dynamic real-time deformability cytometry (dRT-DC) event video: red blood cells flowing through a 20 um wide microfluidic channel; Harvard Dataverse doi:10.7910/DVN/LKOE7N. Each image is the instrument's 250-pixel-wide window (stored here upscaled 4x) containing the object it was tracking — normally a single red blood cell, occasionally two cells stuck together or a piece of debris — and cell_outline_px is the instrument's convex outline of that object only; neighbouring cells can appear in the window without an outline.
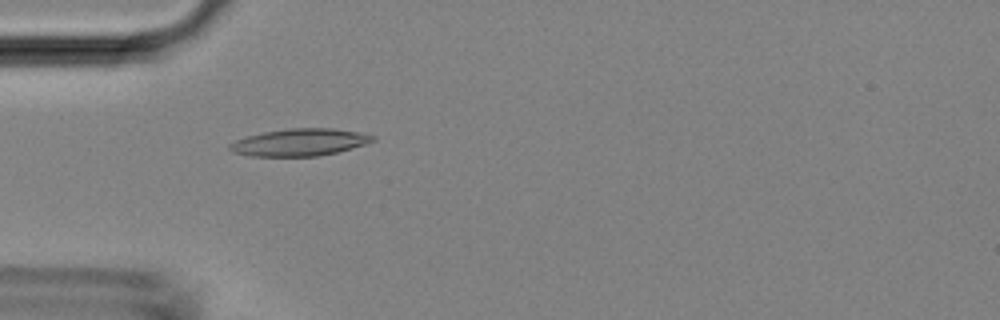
{"species": "Egyptian fruit bat (a non-hibernating species)", "species_latin": "Rousettus aegyptiacus", "temperature_condition": "room temperature", "stored_images_in_passage": 47, "camera_frame_rate_fps": 3000, "um_per_image_px": 0.085, "animal": {"sex": "female"}, "frame": {"image": 1, "passage_image": 14, "time_ms": 4.333, "image_size_px": [1000, 320], "cell_outline_px": [[376, 140], [368, 144], [336, 152], [316, 156], [248, 156], [232, 152], [228, 148], [228, 144], [236, 140], [248, 136], [264, 132], [288, 128], [332, 128], [360, 132], [376, 136]], "centroid_in_image_um": [25.49, 12.09], "position_along_channel_um": 59.5, "area_um2": 22.77}}
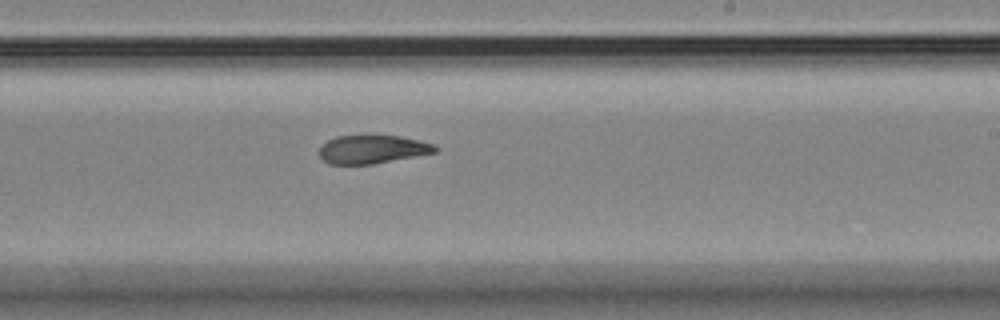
{"frame": {"image": 2, "passage_image": 28, "time_ms": 9.0, "image_size_px": [1000, 320], "cell_outline_px": [[440, 148], [436, 152], [416, 156], [372, 164], [328, 164], [320, 156], [320, 148], [328, 140], [336, 136], [400, 136], [420, 140], [432, 144]], "centroid_in_image_um": [31.68, 12.69], "position_along_channel_um": 257.3, "area_um2": 18.96}}
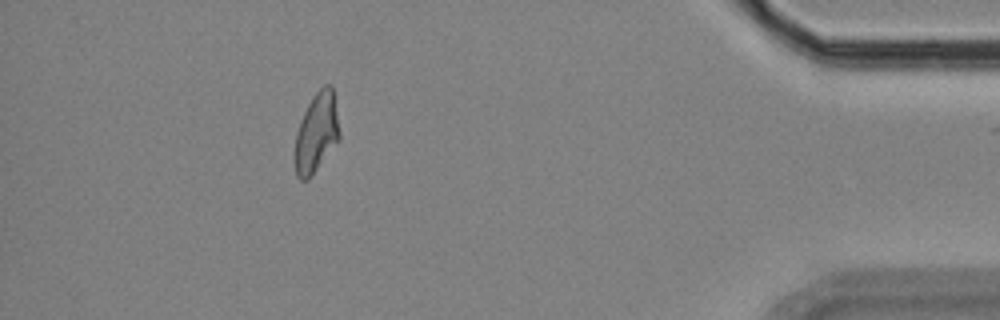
{"frame": {"image": 3, "passage_image": 42, "time_ms": 13.667, "image_size_px": [1000, 320], "cell_outline_px": [[340, 136], [312, 176], [308, 180], [300, 180], [296, 176], [292, 156], [296, 132], [300, 120], [312, 96], [324, 84], [332, 84], [340, 132]], "centroid_in_image_um": [26.85, 11.3], "position_along_channel_um": 408.4, "area_um2": 20.98}}